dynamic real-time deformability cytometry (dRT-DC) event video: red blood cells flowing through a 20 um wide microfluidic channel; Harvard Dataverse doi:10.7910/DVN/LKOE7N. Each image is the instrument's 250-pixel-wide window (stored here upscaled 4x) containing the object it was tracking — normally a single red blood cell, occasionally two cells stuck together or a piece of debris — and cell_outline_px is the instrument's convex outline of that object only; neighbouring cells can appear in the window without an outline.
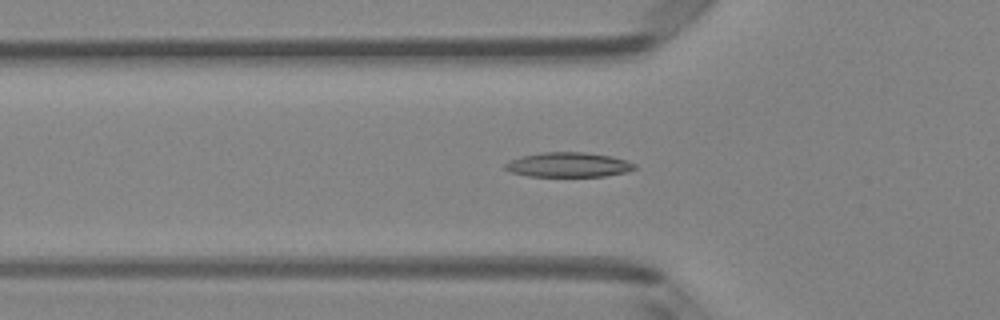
{"species": "Egyptian fruit bat (a non-hibernating species)", "species_latin": "Rousettus aegyptiacus", "temperature_condition": "room temperature", "stored_images_in_passage": 45, "camera_frame_rate_fps": 3000, "um_per_image_px": 0.085, "animal": {"sex": "female"}, "frame": {"image": 1, "passage_image": 16, "time_ms": 5.0, "image_size_px": [1000, 320], "cell_outline_px": [[636, 168], [624, 172], [604, 176], [528, 176], [508, 172], [504, 168], [504, 164], [508, 160], [520, 156], [544, 152], [584, 152], [612, 156], [636, 164]], "centroid_in_image_um": [48.24, 14.0], "position_along_channel_um": 77.6, "area_um2": 18.67}}
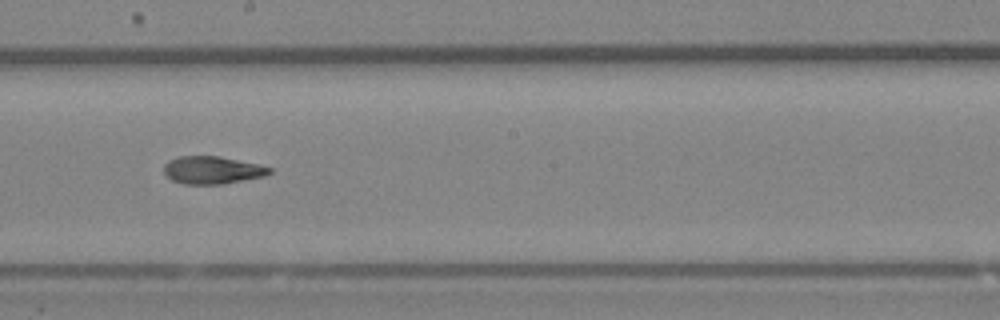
{"frame": {"image": 2, "passage_image": 27, "time_ms": 8.667, "image_size_px": [1000, 320], "cell_outline_px": [[272, 172], [264, 176], [224, 184], [184, 184], [172, 180], [164, 172], [164, 164], [168, 160], [180, 156], [220, 156], [256, 164], [272, 168]], "centroid_in_image_um": [18.03, 14.46], "position_along_channel_um": 230.2, "area_um2": 16.94}}
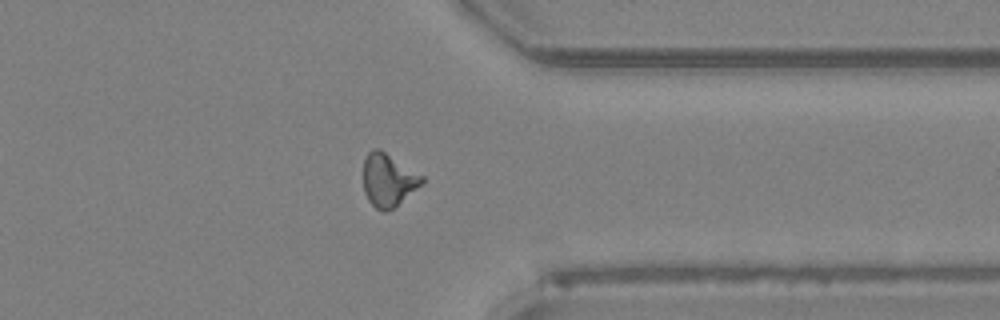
{"frame": {"image": 3, "passage_image": 38, "time_ms": 12.333, "image_size_px": [1000, 320], "cell_outline_px": [[424, 180], [416, 188], [392, 208], [384, 212], [376, 208], [368, 200], [364, 192], [364, 156], [372, 148], [380, 148], [424, 176]], "centroid_in_image_um": [32.97, 15.25], "position_along_channel_um": 378.4, "area_um2": 17.86}}